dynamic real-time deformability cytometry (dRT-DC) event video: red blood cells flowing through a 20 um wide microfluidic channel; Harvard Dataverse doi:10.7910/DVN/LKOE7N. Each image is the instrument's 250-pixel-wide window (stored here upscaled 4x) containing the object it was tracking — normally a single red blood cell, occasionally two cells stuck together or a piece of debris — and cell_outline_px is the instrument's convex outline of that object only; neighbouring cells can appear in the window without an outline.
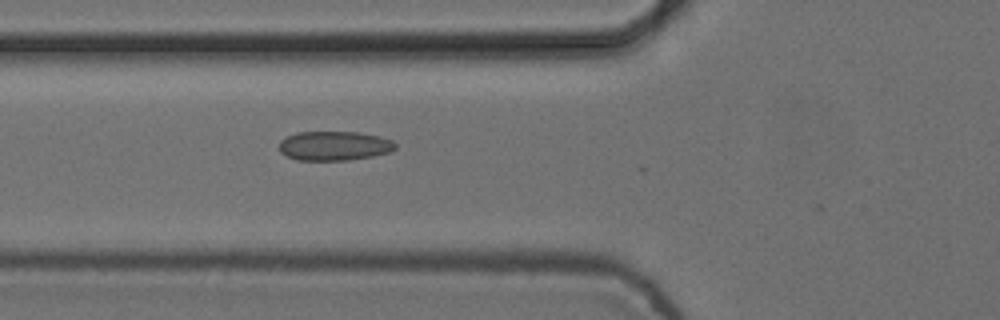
{"species": "common noctule bat (a hibernating species)", "species_latin": "Nyctalus noctula", "temperature_condition": "cold", "stored_images_in_passage": 4, "camera_frame_rate_fps": 3000, "um_per_image_px": 0.085, "animal": {"sex": "female", "body_mass_g": 24.6, "forearm_length_mm": 56.2}, "frame": {"image": 1, "passage_image": 4, "time_ms": 1.0, "image_size_px": [1000, 320], "cell_outline_px": [[396, 148], [388, 152], [372, 156], [348, 160], [296, 160], [280, 152], [280, 140], [296, 132], [360, 132], [380, 136], [392, 140], [396, 144]], "centroid_in_image_um": [28.42, 12.39], "position_along_channel_um": 97.4, "area_um2": 19.83}}